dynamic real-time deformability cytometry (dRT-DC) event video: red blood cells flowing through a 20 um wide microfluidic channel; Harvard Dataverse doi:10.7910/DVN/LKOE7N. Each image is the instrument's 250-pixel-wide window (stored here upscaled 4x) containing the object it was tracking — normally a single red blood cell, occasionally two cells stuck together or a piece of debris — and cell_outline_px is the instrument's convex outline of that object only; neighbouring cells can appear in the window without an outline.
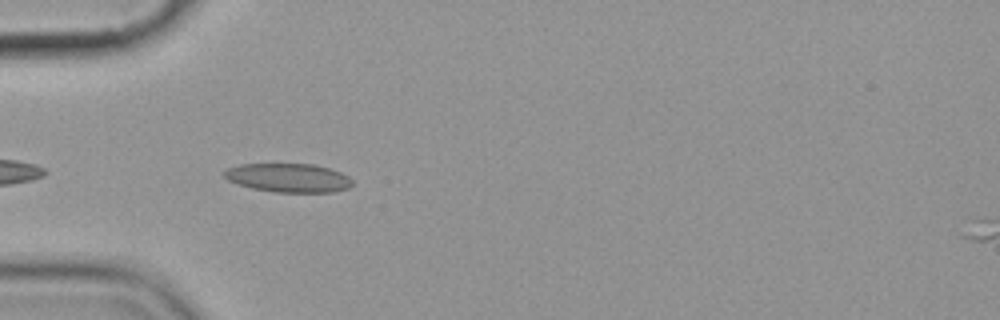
{"species": "common noctule bat (a hibernating species)", "species_latin": "Nyctalus noctula", "temperature_condition": "cold", "stored_images_in_passage": 5, "camera_frame_rate_fps": 3000, "um_per_image_px": 0.085, "animal": {"sex": "female", "body_mass_g": 19.9}, "frame": {"image": 1, "passage_image": 4, "time_ms": 4.333, "image_size_px": [1000, 320], "cell_outline_px": [[352, 184], [348, 188], [332, 192], [276, 192], [252, 188], [228, 180], [220, 172], [228, 168], [240, 164], [312, 164], [328, 168], [340, 172], [348, 176], [352, 180]], "centroid_in_image_um": [24.5, 15.11], "position_along_channel_um": 60.5, "area_um2": 21.39}}
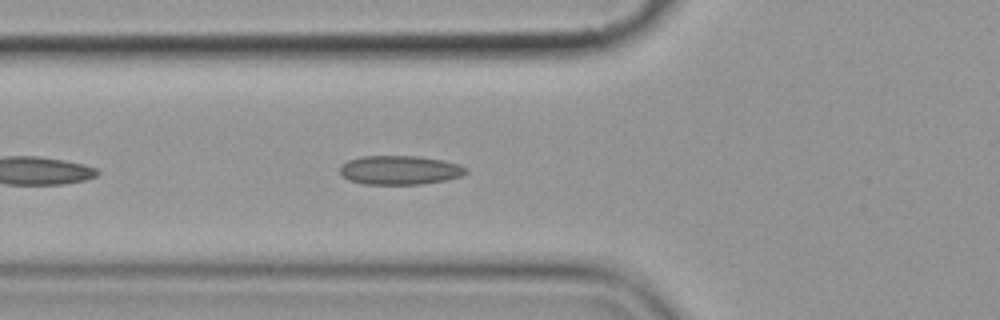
{"frame": {"image": 2, "passage_image": 5, "time_ms": 5.333, "image_size_px": [1000, 320], "cell_outline_px": [[468, 172], [460, 176], [444, 180], [424, 184], [364, 184], [348, 180], [340, 172], [340, 164], [348, 160], [360, 156], [416, 156], [444, 160], [460, 164], [468, 168]], "centroid_in_image_um": [33.98, 14.45], "position_along_channel_um": 91.8, "area_um2": 21.44}}